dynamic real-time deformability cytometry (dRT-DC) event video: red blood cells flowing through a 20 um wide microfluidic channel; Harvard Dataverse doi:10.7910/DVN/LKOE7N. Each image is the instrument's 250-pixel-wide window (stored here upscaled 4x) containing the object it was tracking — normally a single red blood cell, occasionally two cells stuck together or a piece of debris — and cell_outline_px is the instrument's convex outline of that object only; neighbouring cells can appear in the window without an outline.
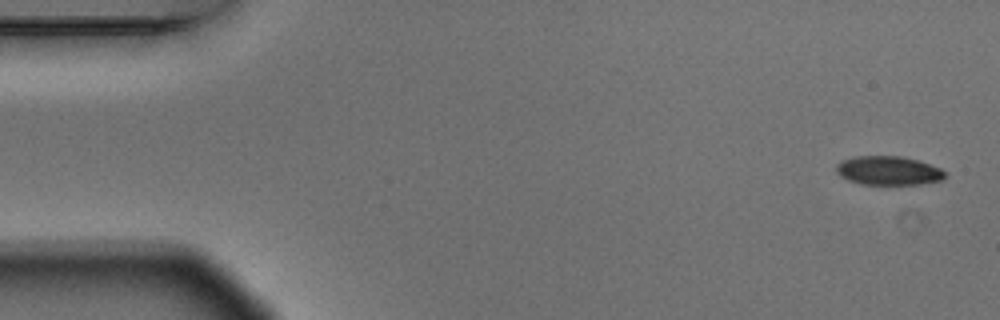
{"species": "Egyptian fruit bat (a non-hibernating species)", "species_latin": "Rousettus aegyptiacus", "temperature_condition": "warm", "stored_images_in_passage": 5, "camera_frame_rate_fps": 3000, "um_per_image_px": 0.085, "animal": {"sex": "male"}, "frame": {"image": 1, "passage_image": 1, "time_ms": 0.0, "image_size_px": [1000, 320], "cell_outline_px": [[948, 172], [940, 180], [920, 184], [860, 184], [848, 180], [840, 176], [836, 172], [836, 164], [840, 160], [852, 156], [900, 156], [916, 160], [940, 168]], "centroid_in_image_um": [75.46, 14.49], "position_along_channel_um": 9.5, "area_um2": 18.32}}
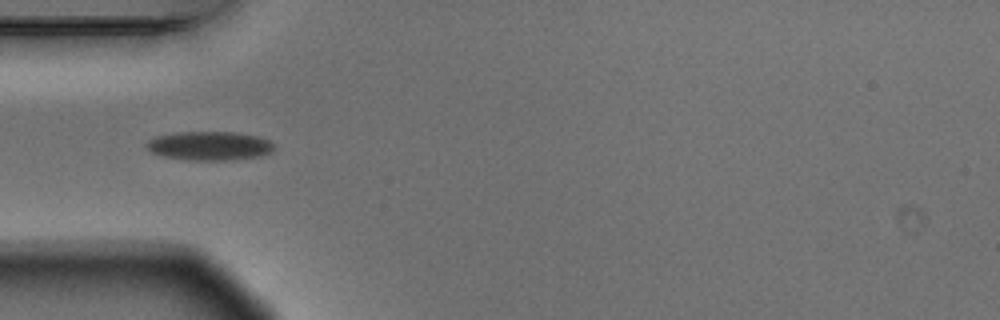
{"frame": {"image": 2, "passage_image": 5, "time_ms": 1.333, "image_size_px": [1000, 320], "cell_outline_px": [[276, 148], [272, 152], [260, 156], [228, 160], [188, 160], [164, 156], [152, 152], [144, 144], [148, 140], [156, 136], [176, 132], [236, 132], [256, 136], [268, 140]], "centroid_in_image_um": [17.8, 12.39], "position_along_channel_um": 67.2, "area_um2": 21.44}}